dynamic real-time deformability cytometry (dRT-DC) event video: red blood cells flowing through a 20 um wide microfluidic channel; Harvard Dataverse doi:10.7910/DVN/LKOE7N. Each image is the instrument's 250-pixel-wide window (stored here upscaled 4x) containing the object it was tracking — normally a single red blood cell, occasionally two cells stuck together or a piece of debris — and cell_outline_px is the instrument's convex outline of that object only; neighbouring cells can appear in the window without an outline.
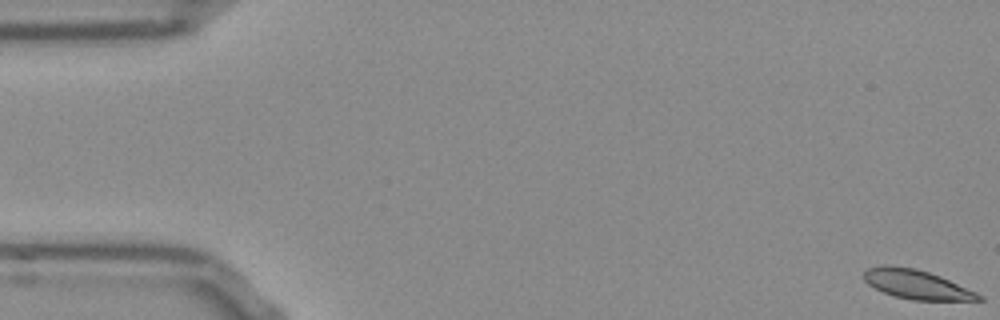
{"species": "Egyptian fruit bat (a non-hibernating species)", "species_latin": "Rousettus aegyptiacus", "temperature_condition": "room temperature", "stored_images_in_passage": 54, "camera_frame_rate_fps": 3000, "um_per_image_px": 0.085, "frame": {"image": 1, "passage_image": 1, "time_ms": 0.0, "image_size_px": [1000, 320], "cell_outline_px": [[984, 300], [912, 300], [896, 296], [884, 292], [868, 284], [864, 280], [864, 272], [868, 268], [884, 264], [888, 264], [916, 268], [940, 276], [976, 292], [984, 296]], "centroid_in_image_um": [77.91, 24.16], "position_along_channel_um": 7.1, "area_um2": 19.42}}
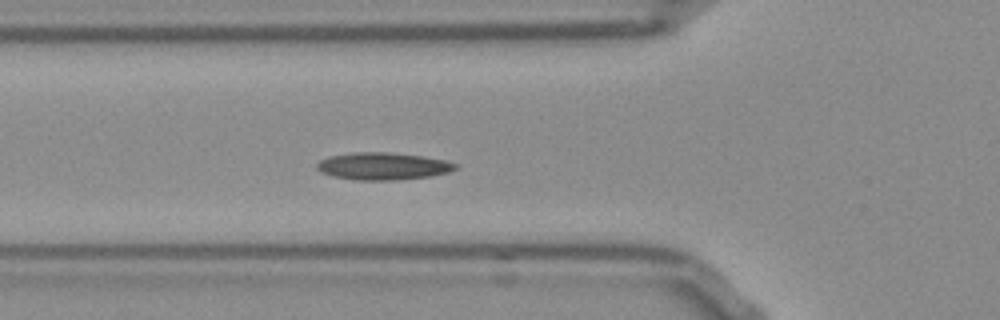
{"frame": {"image": 2, "passage_image": 19, "time_ms": 6.0, "image_size_px": [1000, 320], "cell_outline_px": [[456, 168], [448, 172], [432, 176], [396, 180], [356, 180], [332, 176], [320, 172], [316, 168], [316, 164], [320, 160], [328, 156], [352, 152], [388, 152], [420, 156], [444, 160], [456, 164]], "centroid_in_image_um": [32.49, 14.12], "position_along_channel_um": 93.3, "area_um2": 22.02}}
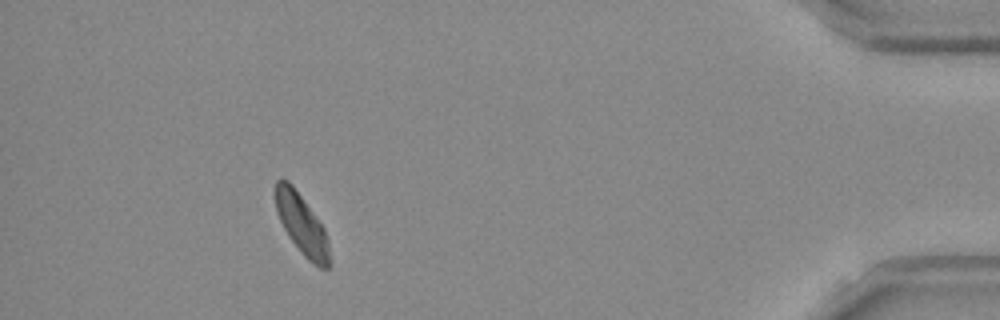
{"frame": {"image": 3, "passage_image": 49, "time_ms": 16.0, "image_size_px": [1000, 320], "cell_outline_px": [[332, 268], [320, 268], [312, 264], [304, 256], [288, 236], [276, 212], [276, 180], [280, 176], [288, 180], [292, 184], [324, 228], [328, 240], [332, 264]], "centroid_in_image_um": [25.68, 19.12], "position_along_channel_um": 409.5, "area_um2": 19.13}, "authors_computed_cell_mechanics": {"area_um2": 20.1722, "velocity_mm_per_s": 3.7733, "shape_relaxation_time_tau1_ms": null, "shape_relaxation_time_tau2_ms": 6.0512, "deformation_change_tau1": null, "deformation_change_tau2": 0.0921}}